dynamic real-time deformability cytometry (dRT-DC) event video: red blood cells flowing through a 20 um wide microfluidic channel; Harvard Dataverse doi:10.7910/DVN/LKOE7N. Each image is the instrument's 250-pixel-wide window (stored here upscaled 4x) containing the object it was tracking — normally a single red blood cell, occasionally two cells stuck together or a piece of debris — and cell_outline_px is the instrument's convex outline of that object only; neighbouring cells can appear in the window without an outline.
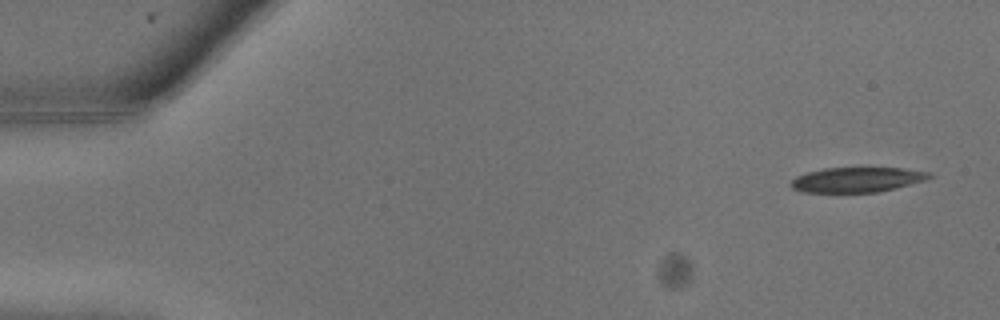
{"species": "common noctule bat (a hibernating species)", "species_latin": "Nyctalus noctula", "temperature_condition": "warm", "stored_images_in_passage": 10, "camera_frame_rate_fps": 3000, "um_per_image_px": 0.085, "animal": {"sex": "male", "body_mass_g": 13.3}, "frame": {"image": 1, "passage_image": 1, "time_ms": 0.0, "image_size_px": [1000, 320], "cell_outline_px": [[932, 176], [924, 180], [896, 188], [876, 192], [800, 192], [792, 188], [788, 184], [796, 176], [808, 172], [824, 168], [900, 168], [932, 172]], "centroid_in_image_um": [72.81, 15.27], "position_along_channel_um": 12.2, "area_um2": 20.06}}
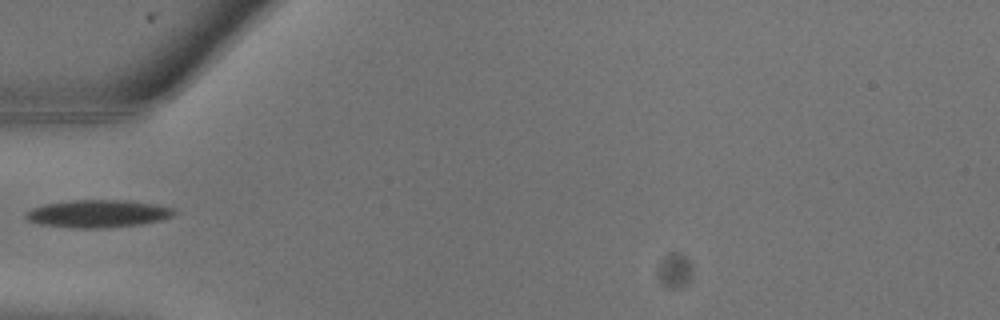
{"frame": {"image": 2, "passage_image": 8, "time_ms": 2.333, "image_size_px": [1000, 320], "cell_outline_px": [[176, 212], [172, 216], [160, 220], [140, 224], [104, 228], [76, 228], [40, 224], [28, 220], [24, 216], [24, 212], [32, 208], [44, 204], [72, 200], [124, 200], [152, 204], [176, 208]], "centroid_in_image_um": [8.3, 18.16], "position_along_channel_um": 76.7, "area_um2": 23.81}}
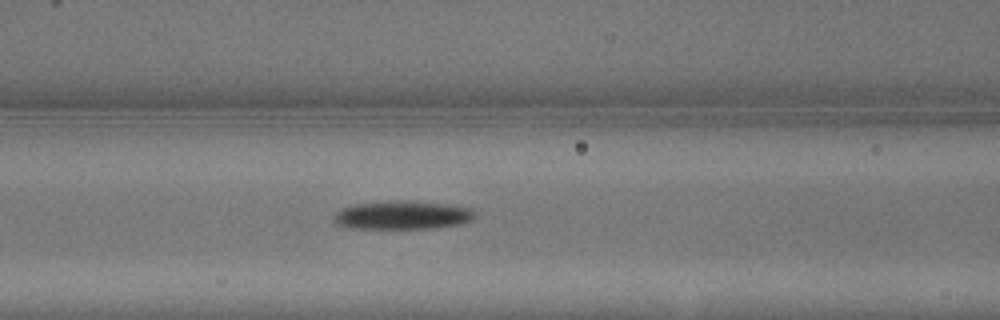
{"frame": {"image": 3, "passage_image": 10, "time_ms": 3.0, "image_size_px": [1000, 320], "cell_outline_px": [[476, 216], [472, 220], [460, 224], [432, 228], [348, 228], [336, 224], [332, 220], [332, 216], [336, 212], [344, 208], [356, 204], [404, 200], [448, 204], [472, 208], [476, 212]], "centroid_in_image_um": [34.23, 18.29], "position_along_channel_um": 132.4, "area_um2": 23.41}}